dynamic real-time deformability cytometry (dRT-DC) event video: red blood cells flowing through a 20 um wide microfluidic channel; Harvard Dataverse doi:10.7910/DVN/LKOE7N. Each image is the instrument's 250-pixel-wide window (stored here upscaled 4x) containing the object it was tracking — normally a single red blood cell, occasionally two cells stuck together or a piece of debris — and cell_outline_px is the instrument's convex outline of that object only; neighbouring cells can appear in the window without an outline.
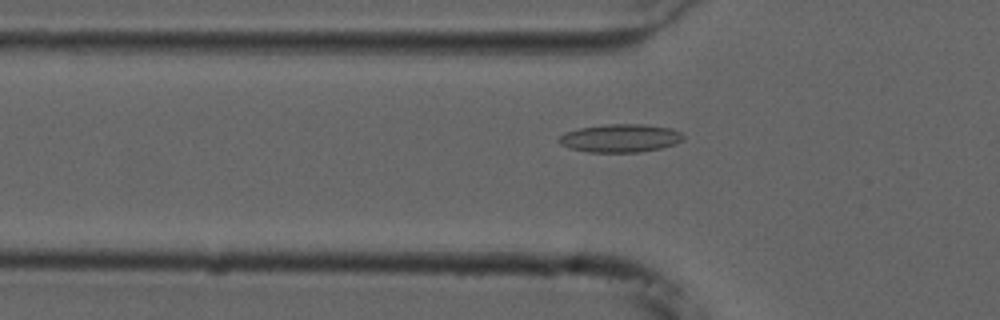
{"species": "common noctule bat (a hibernating species)", "species_latin": "Nyctalus noctula", "temperature_condition": "cold", "stored_images_in_passage": 55, "camera_frame_rate_fps": 3000, "um_per_image_px": 0.085, "animal": {"sex": "male", "forearm_length_mm": 52.5}, "frame": {"image": 1, "passage_image": 18, "time_ms": 5.667, "image_size_px": [1000, 320], "cell_outline_px": [[684, 140], [676, 144], [660, 148], [640, 152], [588, 152], [572, 148], [560, 144], [556, 140], [564, 132], [580, 128], [604, 124], [644, 124], [672, 128], [680, 132], [684, 136]], "centroid_in_image_um": [52.74, 11.74], "position_along_channel_um": 73.1, "area_um2": 20.52}}
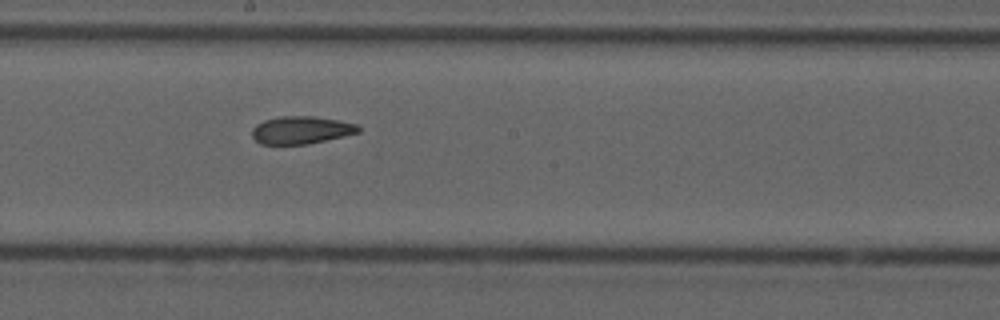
{"frame": {"image": 2, "passage_image": 30, "time_ms": 9.667, "image_size_px": [1000, 320], "cell_outline_px": [[360, 132], [344, 136], [308, 144], [260, 144], [252, 136], [252, 128], [256, 124], [264, 120], [280, 116], [316, 116], [356, 124], [360, 128]], "centroid_in_image_um": [25.58, 11.05], "position_along_channel_um": 222.6, "area_um2": 17.11}}
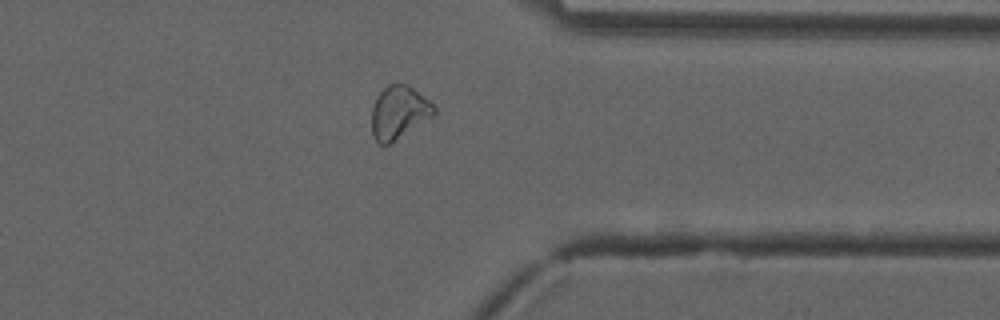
{"frame": {"image": 3, "passage_image": 43, "time_ms": 14.0, "image_size_px": [1000, 320], "cell_outline_px": [[436, 112], [432, 116], [388, 144], [380, 144], [376, 140], [372, 132], [372, 108], [376, 96], [388, 84], [408, 84], [428, 100], [436, 108]], "centroid_in_image_um": [33.88, 9.52], "position_along_channel_um": 377.5, "area_um2": 18.79}, "authors_computed_cell_mechanics": {"area_um2": 19.3052, "velocity_mm_per_s": 3.7248, "shape_relaxation_time_tau1_ms": null, "shape_relaxation_time_tau2_ms": 4.1688, "deformation_change_tau1": null, "deformation_change_tau2": 0.1098}}